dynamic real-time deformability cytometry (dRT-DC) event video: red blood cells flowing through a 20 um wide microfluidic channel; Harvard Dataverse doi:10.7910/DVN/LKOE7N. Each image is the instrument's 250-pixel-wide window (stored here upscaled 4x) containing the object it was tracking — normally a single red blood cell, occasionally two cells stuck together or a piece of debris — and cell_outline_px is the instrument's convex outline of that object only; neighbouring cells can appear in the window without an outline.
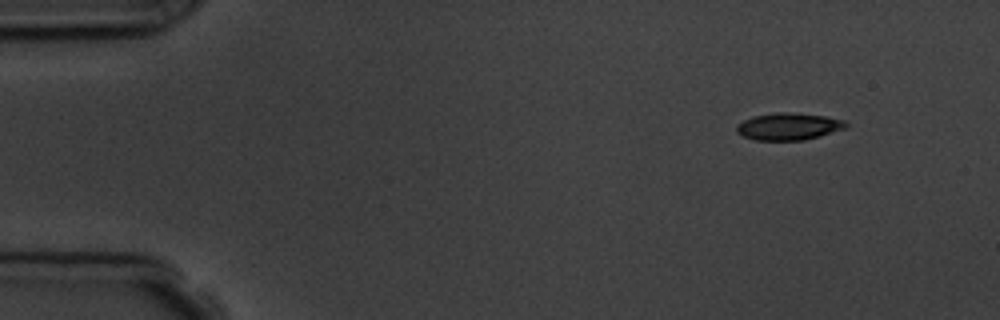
{"species": "common noctule bat (a hibernating species)", "species_latin": "Nyctalus noctula", "temperature_condition": "room temperature", "stored_images_in_passage": 4, "camera_frame_rate_fps": 3000, "um_per_image_px": 0.085, "animal": {"sex": "male", "body_mass_g": 19.5, "forearm_length_mm": 54.6}, "frame": {"image": 1, "passage_image": 1, "time_ms": 0.0, "image_size_px": [1000, 320], "cell_outline_px": [[848, 128], [820, 136], [804, 140], [756, 140], [744, 136], [736, 132], [736, 124], [752, 116], [776, 112], [788, 112], [828, 116], [844, 120], [848, 124]], "centroid_in_image_um": [67.06, 10.74], "position_along_channel_um": 17.9, "area_um2": 17.46}}
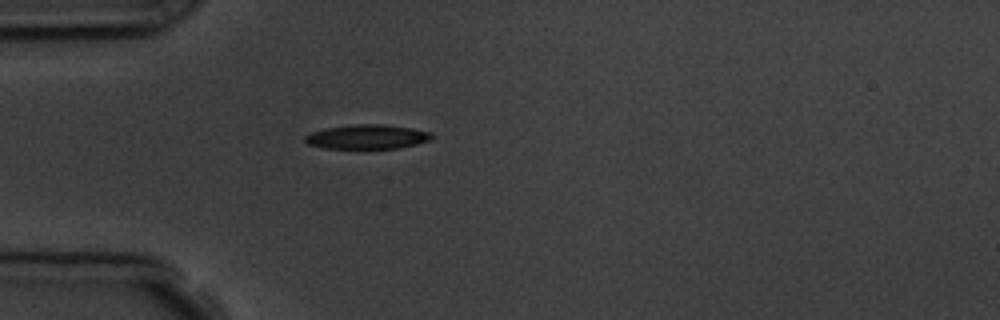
{"frame": {"image": 2, "passage_image": 4, "time_ms": 3.333, "image_size_px": [1000, 320], "cell_outline_px": [[436, 136], [432, 140], [400, 148], [324, 148], [308, 144], [304, 140], [304, 136], [312, 132], [324, 128], [352, 124], [384, 124], [412, 128], [432, 132]], "centroid_in_image_um": [31.26, 11.62], "position_along_channel_um": 53.7, "area_um2": 18.21}}